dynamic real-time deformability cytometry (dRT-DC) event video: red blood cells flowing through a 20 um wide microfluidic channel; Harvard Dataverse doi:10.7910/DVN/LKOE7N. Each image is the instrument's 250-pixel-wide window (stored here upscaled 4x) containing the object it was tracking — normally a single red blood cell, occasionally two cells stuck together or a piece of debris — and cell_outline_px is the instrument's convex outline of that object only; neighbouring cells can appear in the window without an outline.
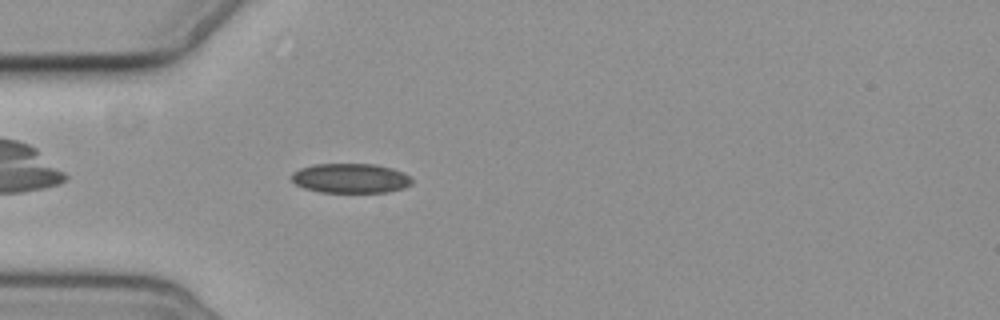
{"species": "common noctule bat (a hibernating species)", "species_latin": "Nyctalus noctula", "temperature_condition": "cold", "stored_images_in_passage": 2, "camera_frame_rate_fps": 3000, "um_per_image_px": 0.085, "animal": {"sex": "female", "body_mass_g": 19.3, "forearm_length_mm": 54.1}, "frame": {"image": 1, "passage_image": 2, "time_ms": 1.333, "image_size_px": [1000, 320], "cell_outline_px": [[412, 184], [404, 188], [388, 192], [320, 192], [304, 188], [296, 184], [288, 176], [292, 172], [300, 168], [316, 164], [376, 164], [392, 168], [404, 172], [412, 180]], "centroid_in_image_um": [29.78, 15.15], "position_along_channel_um": 55.2, "area_um2": 20.92}}